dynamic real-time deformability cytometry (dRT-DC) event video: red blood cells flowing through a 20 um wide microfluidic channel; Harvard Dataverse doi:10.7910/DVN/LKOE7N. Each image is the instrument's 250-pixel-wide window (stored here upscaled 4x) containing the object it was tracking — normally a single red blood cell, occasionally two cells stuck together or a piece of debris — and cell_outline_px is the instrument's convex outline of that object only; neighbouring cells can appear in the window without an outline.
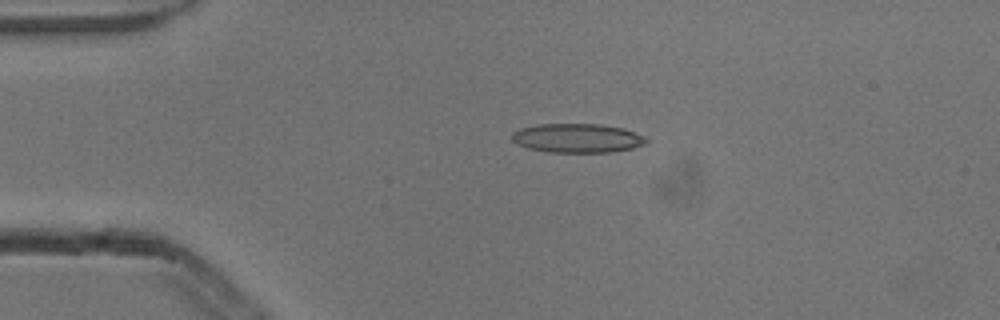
{"species": "common noctule bat (a hibernating species)", "species_latin": "Nyctalus noctula", "temperature_condition": "cold", "stored_images_in_passage": 3, "camera_frame_rate_fps": 3000, "um_per_image_px": 0.085, "animal": {"sex": "male", "body_mass_g": 13.3}, "frame": {"image": 1, "passage_image": 2, "time_ms": 0.333, "image_size_px": [1000, 320], "cell_outline_px": [[648, 140], [644, 144], [632, 148], [612, 152], [548, 152], [528, 148], [516, 144], [512, 140], [512, 132], [520, 128], [536, 124], [600, 124], [624, 128], [644, 136]], "centroid_in_image_um": [49.04, 11.73], "position_along_channel_um": 36.0, "area_um2": 22.83}}